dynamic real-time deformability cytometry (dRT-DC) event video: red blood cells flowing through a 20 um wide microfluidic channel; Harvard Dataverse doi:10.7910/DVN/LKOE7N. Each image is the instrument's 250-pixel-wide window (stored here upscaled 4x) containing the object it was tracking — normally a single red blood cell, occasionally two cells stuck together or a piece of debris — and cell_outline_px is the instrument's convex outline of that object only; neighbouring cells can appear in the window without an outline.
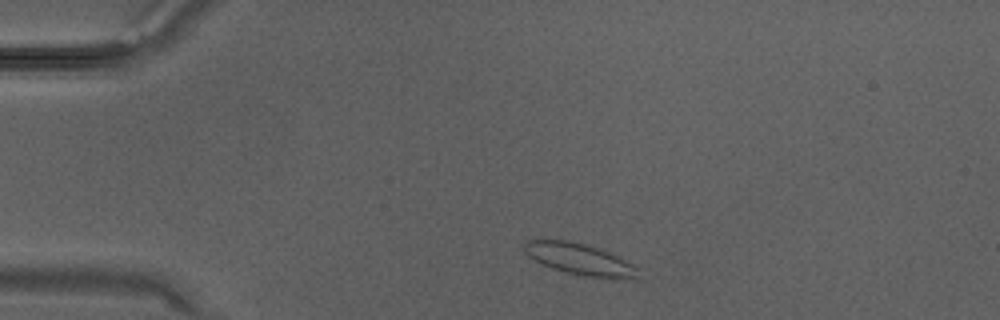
{"species": "Egyptian fruit bat (a non-hibernating species)", "species_latin": "Rousettus aegyptiacus", "temperature_condition": "warm", "stored_images_in_passage": 29, "camera_frame_rate_fps": 3000, "um_per_image_px": 0.085, "animal": {"sex": "male"}, "frame": {"image": 1, "passage_image": 3, "time_ms": 0.667, "image_size_px": [1000, 320], "cell_outline_px": [[640, 272], [636, 276], [612, 280], [588, 276], [568, 272], [552, 268], [528, 256], [524, 252], [524, 244], [528, 240], [536, 236], [544, 236], [572, 240], [608, 252], [640, 268]], "centroid_in_image_um": [49.18, 21.97], "position_along_channel_um": 35.8, "area_um2": 21.27}}
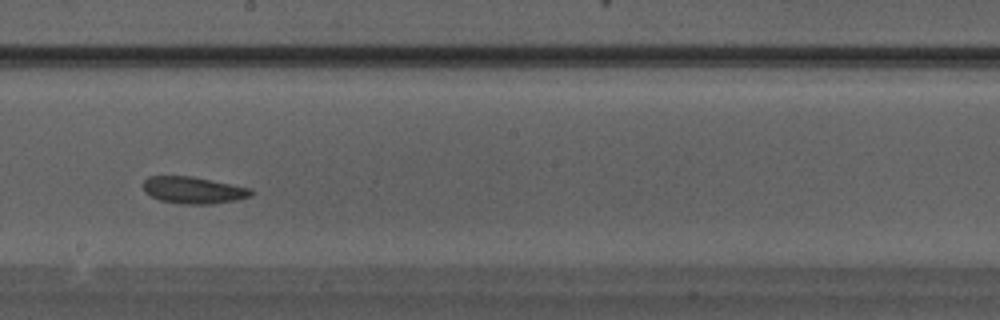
{"frame": {"image": 2, "passage_image": 15, "time_ms": 4.667, "image_size_px": [1000, 320], "cell_outline_px": [[252, 196], [236, 200], [212, 204], [180, 204], [160, 200], [144, 192], [144, 180], [148, 176], [192, 176], [252, 188]], "centroid_in_image_um": [16.45, 16.16], "position_along_channel_um": 231.7, "area_um2": 16.94}}
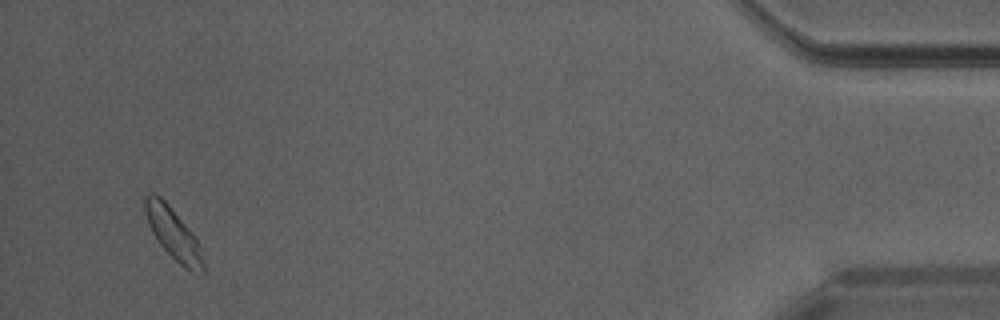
{"frame": {"image": 3, "passage_image": 28, "time_ms": 9.0, "image_size_px": [1000, 320], "cell_outline_px": [[204, 272], [192, 272], [184, 268], [160, 244], [152, 232], [148, 224], [144, 212], [144, 196], [148, 192], [152, 192], [160, 196], [168, 204], [196, 236], [204, 264]], "centroid_in_image_um": [14.7, 19.82], "position_along_channel_um": 420.5, "area_um2": 17.34}}